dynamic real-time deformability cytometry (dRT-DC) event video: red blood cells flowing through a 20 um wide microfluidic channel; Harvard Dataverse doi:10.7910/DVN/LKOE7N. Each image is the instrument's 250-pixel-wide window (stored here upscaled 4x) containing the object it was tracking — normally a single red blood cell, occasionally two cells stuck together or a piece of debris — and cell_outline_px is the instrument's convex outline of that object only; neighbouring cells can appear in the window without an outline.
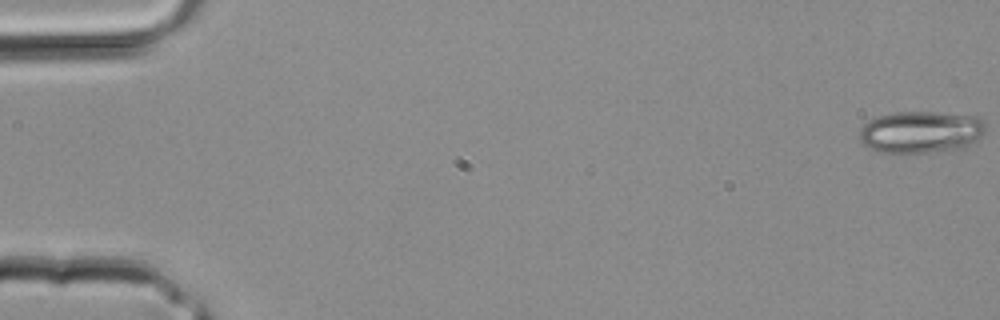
{"species": "common noctule bat (a hibernating species)", "species_latin": "Nyctalus noctula", "temperature_condition": "room temperature", "stored_images_in_passage": 3, "camera_frame_rate_fps": 3000, "um_per_image_px": 0.085, "animal": {"sex": "male", "body_mass_g": 20.4}, "frame": {"image": 1, "passage_image": 1, "time_ms": 0.0, "image_size_px": [1000, 320], "cell_outline_px": [[984, 132], [976, 140], [964, 148], [924, 152], [880, 152], [868, 148], [860, 140], [860, 128], [868, 120], [876, 116], [896, 112], [936, 112], [976, 116], [984, 124]], "centroid_in_image_um": [78.23, 11.21], "position_along_channel_um": 6.8, "area_um2": 30.63}}
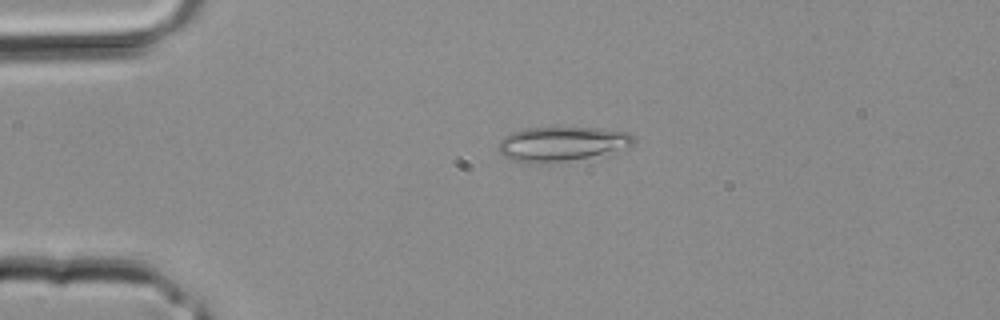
{"frame": {"image": 2, "passage_image": 3, "time_ms": 0.667, "image_size_px": [1000, 320], "cell_outline_px": [[636, 140], [632, 144], [588, 156], [568, 160], [524, 164], [512, 160], [504, 156], [496, 148], [500, 140], [504, 136], [512, 132], [524, 128], [600, 128], [628, 132]], "centroid_in_image_um": [47.61, 12.21], "position_along_channel_um": 37.4, "area_um2": 26.47}}